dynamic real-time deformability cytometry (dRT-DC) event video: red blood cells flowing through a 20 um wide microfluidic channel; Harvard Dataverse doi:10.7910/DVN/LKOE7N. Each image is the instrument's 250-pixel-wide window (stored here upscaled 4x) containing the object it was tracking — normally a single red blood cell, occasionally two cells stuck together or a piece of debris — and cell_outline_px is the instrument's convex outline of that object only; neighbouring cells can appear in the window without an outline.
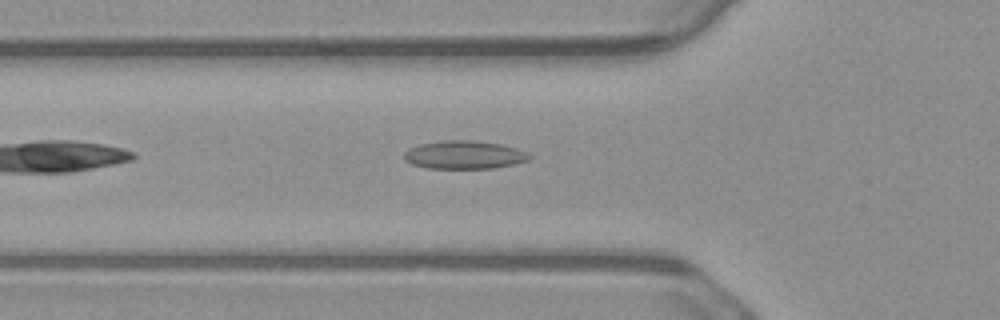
{"species": "common noctule bat (a hibernating species)", "species_latin": "Nyctalus noctula", "temperature_condition": "warm", "stored_images_in_passage": 2, "camera_frame_rate_fps": 3000, "um_per_image_px": 0.085, "animal": {"sex": "male", "body_mass_g": 23.1, "forearm_length_mm": 52.7}, "frame": {"image": 1, "passage_image": 2, "time_ms": 0.333, "image_size_px": [1000, 320], "cell_outline_px": [[532, 156], [528, 160], [512, 164], [492, 168], [424, 168], [412, 164], [404, 160], [404, 152], [408, 148], [420, 144], [440, 140], [468, 140], [500, 144], [516, 148], [528, 152]], "centroid_in_image_um": [39.42, 13.16], "position_along_channel_um": 86.4, "area_um2": 20.58}}